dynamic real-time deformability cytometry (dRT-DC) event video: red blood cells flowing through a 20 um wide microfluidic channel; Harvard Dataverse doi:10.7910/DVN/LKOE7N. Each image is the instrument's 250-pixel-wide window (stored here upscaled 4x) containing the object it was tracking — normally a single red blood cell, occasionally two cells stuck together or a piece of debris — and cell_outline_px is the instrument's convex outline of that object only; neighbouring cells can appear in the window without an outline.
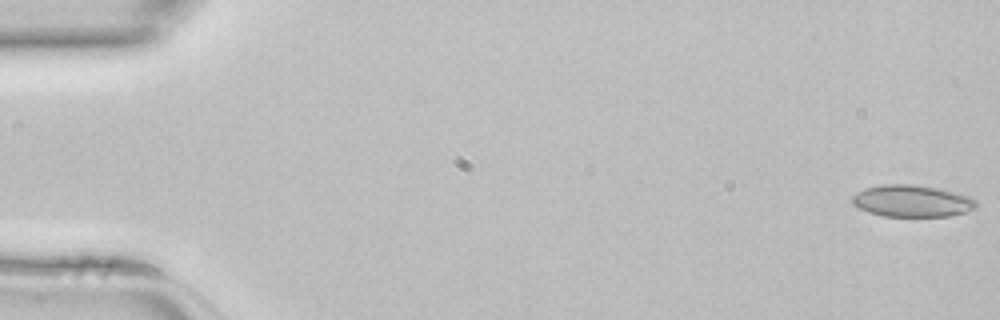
{"species": "common noctule bat (a hibernating species)", "species_latin": "Nyctalus noctula", "temperature_condition": "room temperature", "stored_images_in_passage": 45, "camera_frame_rate_fps": 3000, "um_per_image_px": 0.085, "animal": {"sex": "female", "body_mass_g": 22.7, "forearm_length_mm": 54.2}, "frame": {"image": 1, "passage_image": 1, "time_ms": 0.0, "image_size_px": [1000, 320], "cell_outline_px": [[976, 208], [964, 212], [948, 216], [884, 216], [868, 212], [852, 204], [852, 196], [856, 192], [864, 188], [884, 184], [912, 184], [940, 188], [960, 192], [976, 200]], "centroid_in_image_um": [77.52, 17.07], "position_along_channel_um": 7.5, "area_um2": 23.18}}
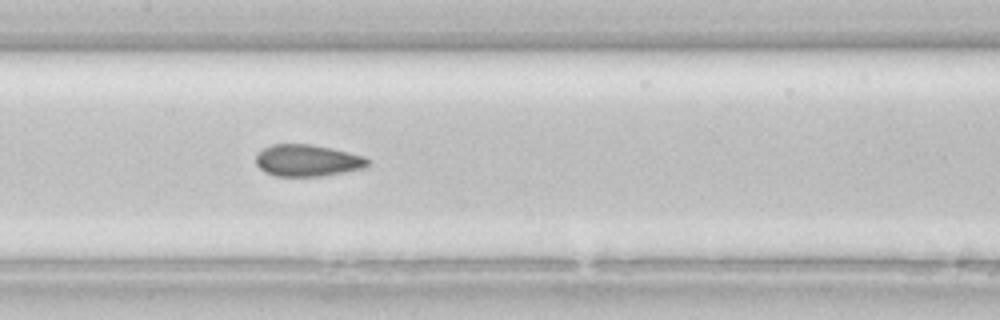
{"frame": {"image": 2, "passage_image": 22, "time_ms": 7.0, "image_size_px": [1000, 320], "cell_outline_px": [[368, 168], [320, 176], [276, 176], [264, 172], [256, 164], [256, 156], [264, 148], [272, 144], [312, 144], [332, 148], [364, 156], [368, 160]], "centroid_in_image_um": [26.15, 13.64], "position_along_channel_um": 181.3, "area_um2": 20.75}}
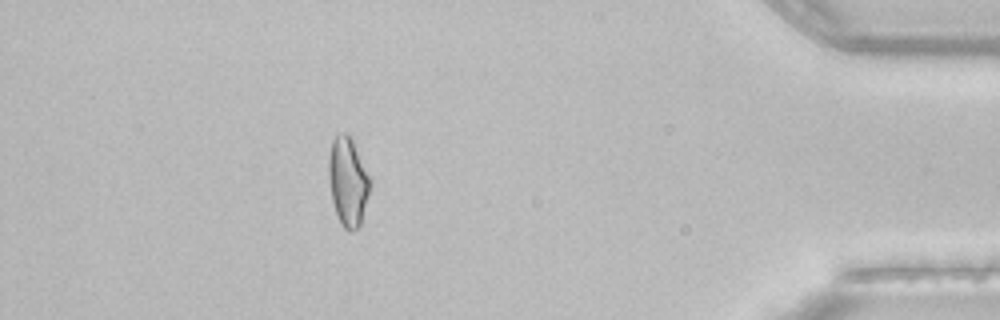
{"frame": {"image": 3, "passage_image": 40, "time_ms": 13.0, "image_size_px": [1000, 320], "cell_outline_px": [[368, 196], [360, 224], [352, 232], [348, 232], [340, 224], [332, 200], [328, 180], [328, 160], [332, 140], [340, 132], [348, 132], [352, 140], [368, 176]], "centroid_in_image_um": [29.52, 15.44], "position_along_channel_um": 405.7, "area_um2": 20.92}}